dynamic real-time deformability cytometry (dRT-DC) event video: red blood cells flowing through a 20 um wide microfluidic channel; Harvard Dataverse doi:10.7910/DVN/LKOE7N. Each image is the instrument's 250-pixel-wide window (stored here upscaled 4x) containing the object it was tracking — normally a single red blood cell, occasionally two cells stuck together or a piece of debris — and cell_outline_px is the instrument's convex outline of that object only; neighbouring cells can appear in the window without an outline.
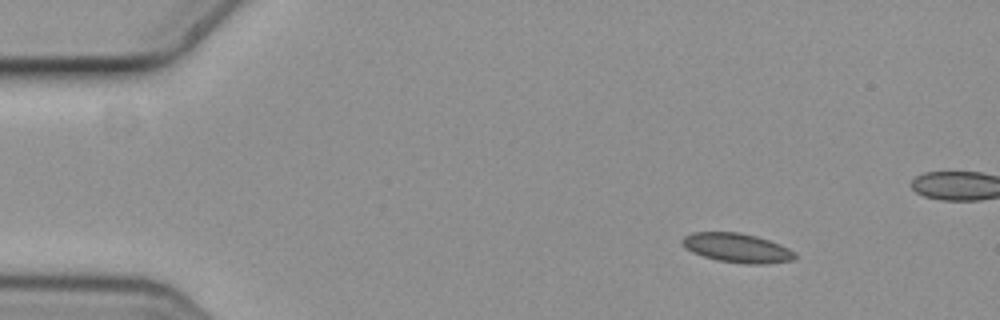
{"species": "common noctule bat (a hibernating species)", "species_latin": "Nyctalus noctula", "temperature_condition": "cold", "stored_images_in_passage": 4, "camera_frame_rate_fps": 3000, "um_per_image_px": 0.085, "animal": {"sex": "female", "body_mass_g": 19.3, "forearm_length_mm": 54.1}, "frame": {"image": 1, "passage_image": 1, "time_ms": 0.0, "image_size_px": [1000, 320], "cell_outline_px": [[800, 256], [796, 260], [768, 264], [744, 264], [720, 260], [704, 256], [692, 252], [684, 248], [680, 244], [680, 240], [684, 236], [692, 232], [740, 232], [756, 236], [780, 244], [796, 252]], "centroid_in_image_um": [62.68, 21.07], "position_along_channel_um": 22.3, "area_um2": 19.54}}